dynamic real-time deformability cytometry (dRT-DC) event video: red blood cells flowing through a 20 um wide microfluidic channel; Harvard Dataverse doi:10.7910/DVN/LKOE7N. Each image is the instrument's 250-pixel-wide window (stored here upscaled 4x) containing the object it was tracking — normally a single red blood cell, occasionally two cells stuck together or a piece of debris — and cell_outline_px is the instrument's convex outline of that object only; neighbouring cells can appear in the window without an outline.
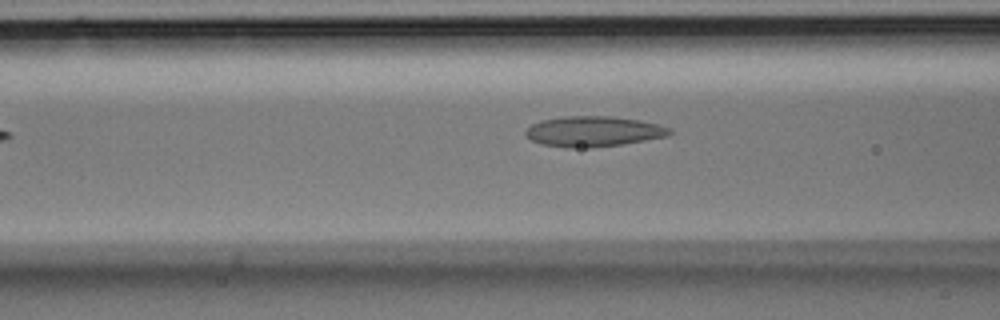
{"species": "Egyptian fruit bat (a non-hibernating species)", "species_latin": "Rousettus aegyptiacus", "temperature_condition": "room temperature", "stored_images_in_passage": 4, "segment_of_instrument_passage": [2, 2], "camera_frame_rate_fps": 3000, "um_per_image_px": 0.085, "animal": {"sex": "male"}, "frame": {"image": 1, "passage_image": 4, "time_ms": 1.0, "image_size_px": [1000, 320], "cell_outline_px": [[672, 132], [668, 136], [620, 144], [588, 148], [568, 148], [540, 144], [524, 136], [524, 132], [532, 124], [540, 120], [564, 116], [612, 116], [640, 120], [660, 124], [668, 128]], "centroid_in_image_um": [50.4, 11.17], "position_along_channel_um": 116.2, "area_um2": 25.61}}